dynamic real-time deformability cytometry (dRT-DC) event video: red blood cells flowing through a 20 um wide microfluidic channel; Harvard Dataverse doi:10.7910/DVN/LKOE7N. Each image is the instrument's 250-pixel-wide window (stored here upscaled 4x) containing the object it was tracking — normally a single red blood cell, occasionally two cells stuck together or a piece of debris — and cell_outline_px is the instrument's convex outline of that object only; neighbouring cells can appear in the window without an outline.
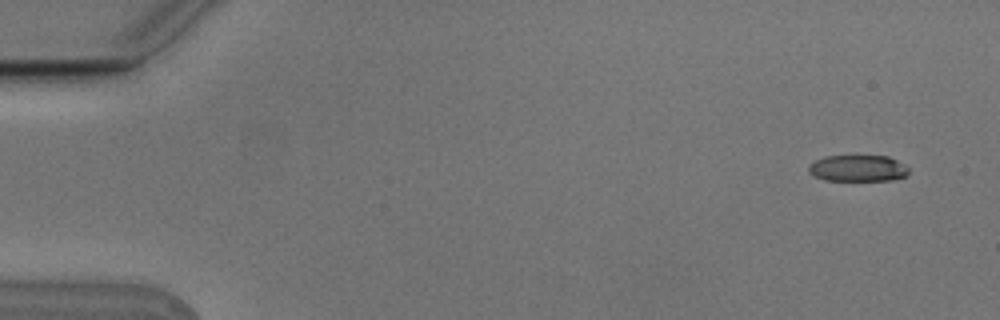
{"species": "Egyptian fruit bat (a non-hibernating species)", "species_latin": "Rousettus aegyptiacus", "temperature_condition": "cold", "stored_images_in_passage": 6, "camera_frame_rate_fps": 3000, "um_per_image_px": 0.085, "animal": {"sex": "male"}, "frame": {"image": 1, "passage_image": 1, "time_ms": 0.0, "image_size_px": [1000, 320], "cell_outline_px": [[908, 176], [892, 180], [824, 180], [808, 172], [808, 164], [824, 156], [888, 156], [904, 164], [908, 168]], "centroid_in_image_um": [72.92, 14.3], "position_along_channel_um": 12.1, "area_um2": 15.43}}
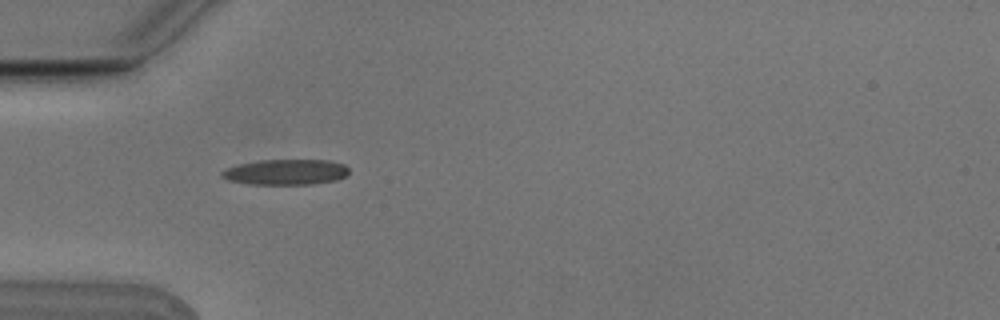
{"frame": {"image": 2, "passage_image": 5, "time_ms": 1.333, "image_size_px": [1000, 320], "cell_outline_px": [[348, 172], [344, 176], [336, 180], [312, 184], [248, 184], [228, 180], [220, 176], [220, 172], [228, 168], [240, 164], [260, 160], [328, 160], [344, 164], [348, 168]], "centroid_in_image_um": [24.28, 14.62], "position_along_channel_um": 60.7, "area_um2": 18.79}}